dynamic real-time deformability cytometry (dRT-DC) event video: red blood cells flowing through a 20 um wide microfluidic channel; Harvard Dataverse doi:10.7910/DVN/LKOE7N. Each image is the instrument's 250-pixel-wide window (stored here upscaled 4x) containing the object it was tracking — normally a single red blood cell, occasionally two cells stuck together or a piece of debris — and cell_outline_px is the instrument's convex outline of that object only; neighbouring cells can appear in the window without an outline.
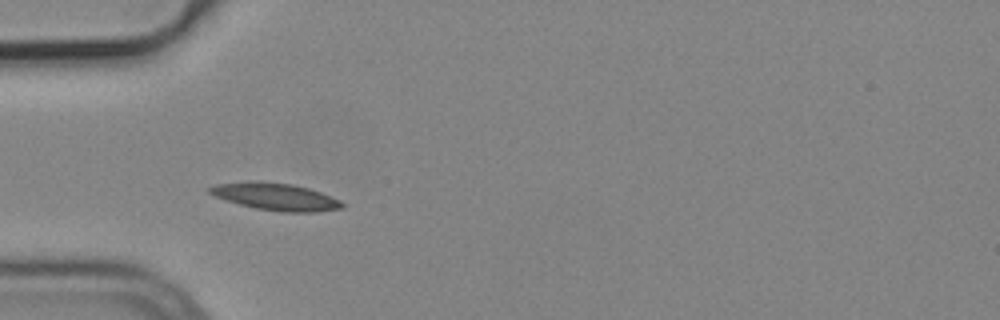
{"species": "common noctule bat (a hibernating species)", "species_latin": "Nyctalus noctula", "temperature_condition": "cold", "stored_images_in_passage": 39, "camera_frame_rate_fps": 3000, "um_per_image_px": 0.085, "animal": {"sex": "male", "body_mass_g": 19.2, "forearm_length_mm": 51.8}, "frame": {"image": 1, "passage_image": 1, "time_ms": 0.0, "image_size_px": [1000, 320], "cell_outline_px": [[344, 208], [316, 212], [280, 212], [256, 208], [240, 204], [216, 196], [208, 192], [208, 188], [216, 184], [256, 180], [292, 184], [308, 188], [332, 196], [340, 200], [344, 204]], "centroid_in_image_um": [23.46, 16.71], "position_along_channel_um": 61.5, "area_um2": 20.98}}
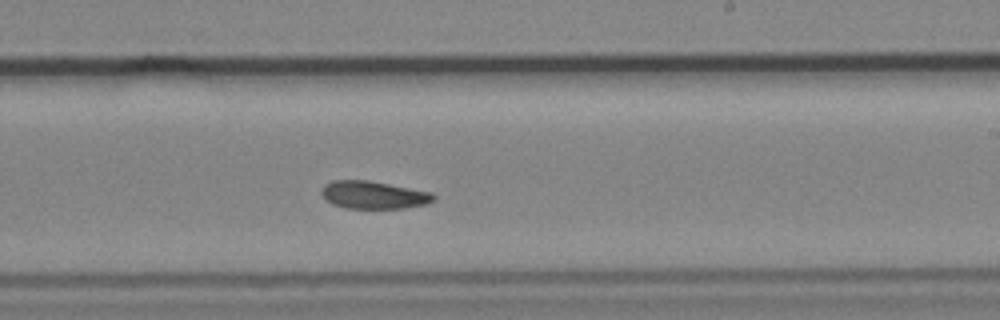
{"frame": {"image": 2, "passage_image": 17, "time_ms": 5.333, "image_size_px": [1000, 320], "cell_outline_px": [[436, 200], [428, 204], [404, 208], [348, 208], [332, 204], [320, 192], [320, 188], [324, 184], [332, 180], [368, 180], [432, 192], [436, 196]], "centroid_in_image_um": [31.78, 16.56], "position_along_channel_um": 257.2, "area_um2": 18.21}}
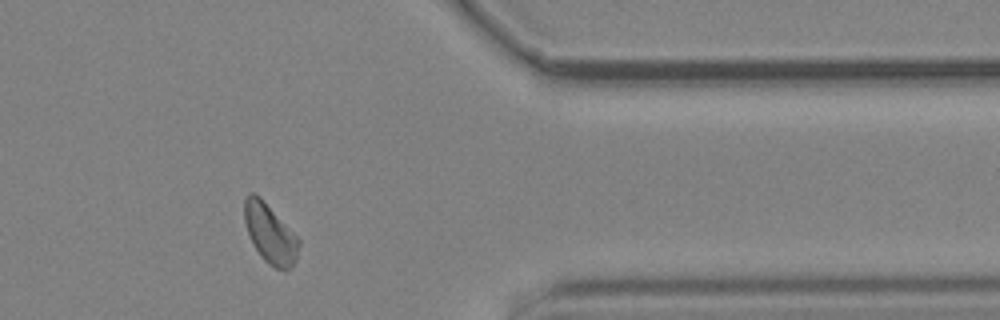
{"frame": {"image": 3, "passage_image": 29, "time_ms": 9.333, "image_size_px": [1000, 320], "cell_outline_px": [[300, 244], [296, 260], [292, 268], [276, 268], [268, 264], [260, 256], [252, 244], [244, 220], [244, 200], [248, 192], [252, 192], [260, 196], [300, 240]], "centroid_in_image_um": [22.94, 19.85], "position_along_channel_um": 388.5, "area_um2": 18.73}, "authors_computed_cell_mechanics": {"area_um2": 18.6694, "velocity_mm_per_s": 3.7284, "shape_relaxation_time_tau1_ms": 8.7435, "shape_relaxation_time_tau2_ms": 5.9865, "deformation_change_tau1": 0.1617, "deformation_change_tau2": 0.1102}}